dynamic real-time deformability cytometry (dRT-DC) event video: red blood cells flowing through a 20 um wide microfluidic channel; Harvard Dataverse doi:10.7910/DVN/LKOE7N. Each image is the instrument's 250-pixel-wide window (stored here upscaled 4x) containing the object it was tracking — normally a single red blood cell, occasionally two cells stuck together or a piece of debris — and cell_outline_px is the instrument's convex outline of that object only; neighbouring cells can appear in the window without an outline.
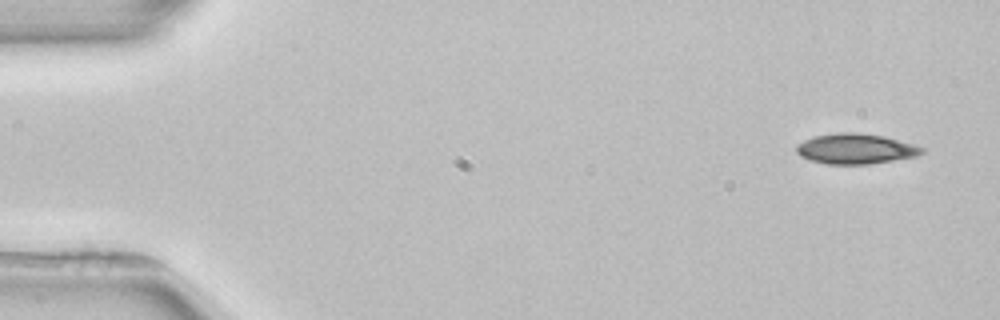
{"species": "common noctule bat (a hibernating species)", "species_latin": "Nyctalus noctula", "temperature_condition": "room temperature", "stored_images_in_passage": 4, "camera_frame_rate_fps": 3000, "um_per_image_px": 0.085, "animal": {"sex": "female", "body_mass_g": 22.7, "forearm_length_mm": 54.2}, "frame": {"image": 1, "passage_image": 1, "time_ms": 0.0, "image_size_px": [1000, 320], "cell_outline_px": [[924, 152], [920, 156], [868, 164], [828, 164], [812, 160], [800, 156], [796, 152], [796, 144], [804, 140], [816, 136], [836, 132], [856, 132], [884, 136], [916, 144], [924, 148]], "centroid_in_image_um": [72.77, 12.64], "position_along_channel_um": 12.2, "area_um2": 22.31}}
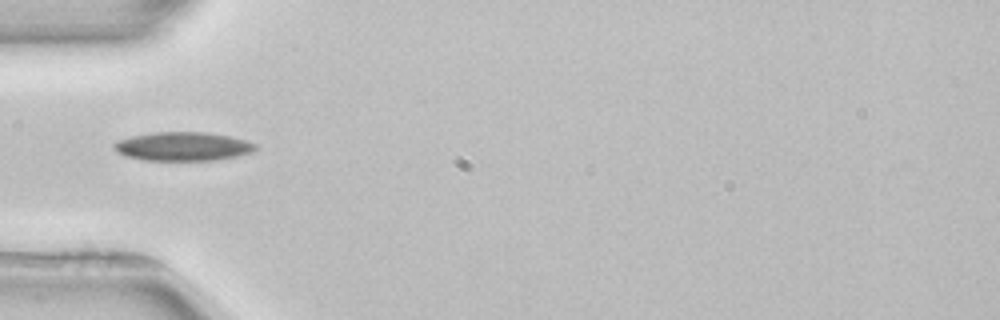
{"frame": {"image": 2, "passage_image": 4, "time_ms": 4.667, "image_size_px": [1000, 320], "cell_outline_px": [[260, 148], [252, 152], [236, 156], [216, 160], [144, 160], [128, 156], [116, 152], [112, 148], [112, 144], [116, 140], [132, 136], [152, 132], [204, 132], [228, 136], [244, 140], [256, 144]], "centroid_in_image_um": [15.52, 12.44], "position_along_channel_um": 69.5, "area_um2": 23.76}}